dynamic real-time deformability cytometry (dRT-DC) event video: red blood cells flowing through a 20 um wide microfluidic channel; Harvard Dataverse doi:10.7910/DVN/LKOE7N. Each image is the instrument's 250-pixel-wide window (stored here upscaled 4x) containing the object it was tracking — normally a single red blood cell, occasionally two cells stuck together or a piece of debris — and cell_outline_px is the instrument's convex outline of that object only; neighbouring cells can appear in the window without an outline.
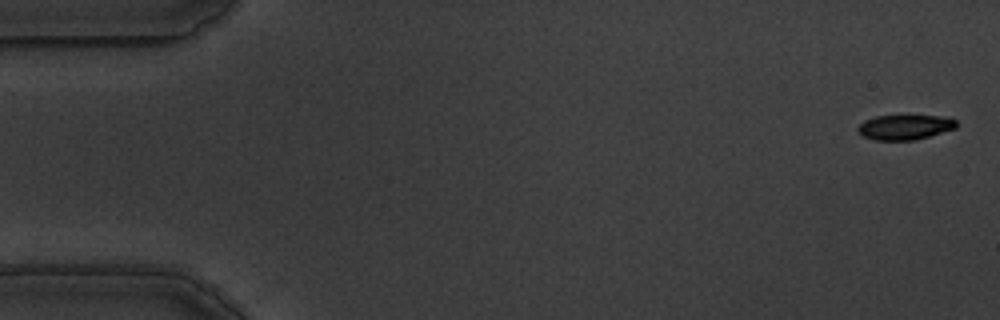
{"species": "common noctule bat (a hibernating species)", "species_latin": "Nyctalus noctula", "temperature_condition": "warm", "stored_images_in_passage": 59, "camera_frame_rate_fps": 3000, "um_per_image_px": 0.085, "animal": {"sex": "male", "body_mass_g": 19.5, "forearm_length_mm": 54.6}, "frame": {"image": 1, "passage_image": 2, "time_ms": 0.333, "image_size_px": [1000, 320], "cell_outline_px": [[956, 128], [916, 140], [876, 140], [864, 136], [856, 128], [864, 120], [876, 116], [944, 116], [956, 120]], "centroid_in_image_um": [76.92, 10.81], "position_along_channel_um": 8.1, "area_um2": 14.16}}
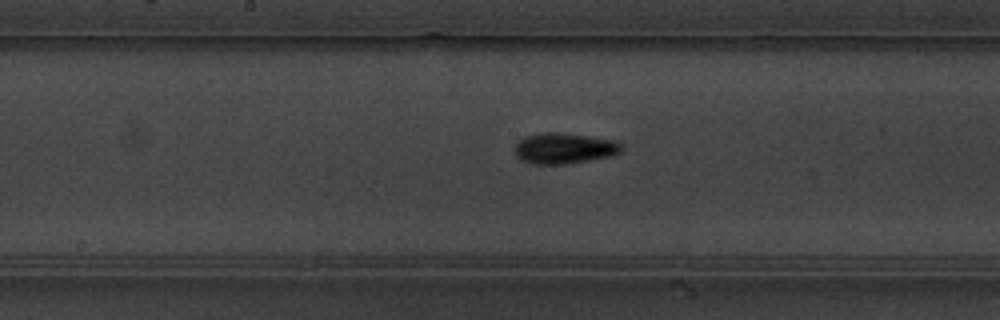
{"frame": {"image": 2, "passage_image": 30, "time_ms": 9.667, "image_size_px": [1000, 320], "cell_outline_px": [[624, 148], [620, 152], [612, 156], [568, 164], [532, 164], [520, 160], [516, 156], [516, 144], [524, 136], [540, 132], [556, 132], [588, 136], [616, 140]], "centroid_in_image_um": [47.96, 12.61], "position_along_channel_um": 200.2, "area_um2": 19.31}}
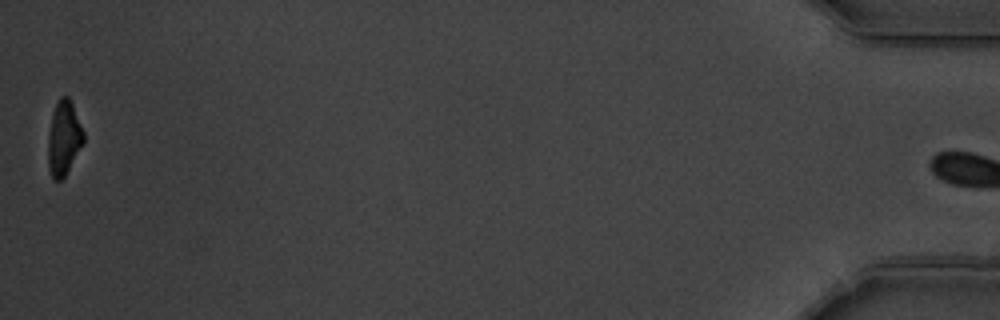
{"frame": {"image": 3, "passage_image": 58, "time_ms": 19.0, "image_size_px": [1000, 320], "cell_outline_px": [[84, 140], [64, 176], [60, 180], [56, 180], [52, 176], [48, 168], [48, 136], [52, 112], [60, 96], [68, 96], [72, 104], [84, 132]], "centroid_in_image_um": [5.4, 11.71], "position_along_channel_um": 429.8, "area_um2": 15.03}, "authors_computed_cell_mechanics": {"area_um2": 16.8198, "velocity_mm_per_s": 3.4918, "shape_relaxation_time_tau1_ms": 2.4847, "shape_relaxation_time_tau2_ms": 4.1092, "deformation_change_tau1": 0.1762, "deformation_change_tau2": 0.1153}}